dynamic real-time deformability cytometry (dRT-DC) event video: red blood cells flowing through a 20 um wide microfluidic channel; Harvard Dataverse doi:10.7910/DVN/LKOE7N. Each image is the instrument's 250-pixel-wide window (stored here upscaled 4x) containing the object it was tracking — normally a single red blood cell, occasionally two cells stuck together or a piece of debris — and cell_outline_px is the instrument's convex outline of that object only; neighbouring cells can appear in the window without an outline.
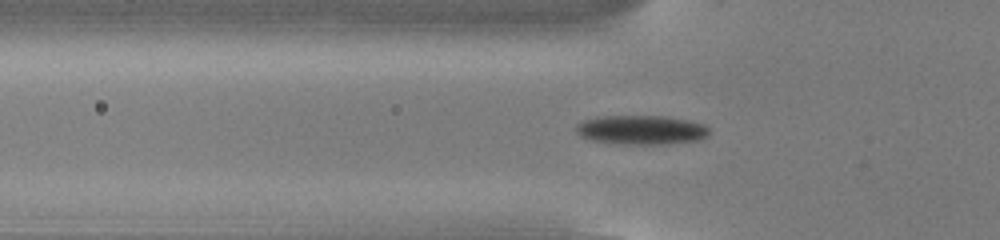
{"species": "common noctule bat (a hibernating species)", "species_latin": "Nyctalus noctula", "temperature_condition": "cold", "stored_images_in_passage": 55, "camera_frame_rate_fps": 3000, "um_per_image_px": 0.085, "animal": {"sex": "male", "body_mass_g": 13.0, "forearm_length_mm": 53.1}, "frame": {"image": 1, "passage_image": 19, "time_ms": 6.0, "image_size_px": [1000, 240], "cell_outline_px": [[708, 136], [700, 140], [668, 144], [628, 144], [592, 140], [580, 136], [576, 132], [576, 124], [584, 120], [604, 116], [664, 116], [688, 120], [704, 124], [708, 128]], "centroid_in_image_um": [54.54, 11.04], "position_along_channel_um": 71.3, "area_um2": 22.6}}
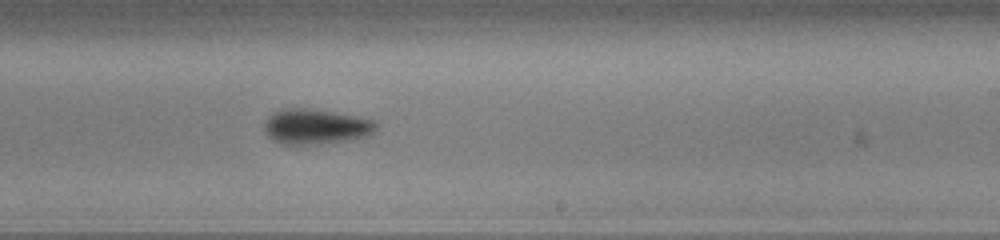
{"frame": {"image": 2, "passage_image": 34, "time_ms": 11.0, "image_size_px": [1000, 240], "cell_outline_px": [[376, 132], [372, 136], [348, 140], [320, 144], [280, 144], [272, 140], [264, 132], [264, 124], [268, 116], [272, 112], [280, 108], [304, 108], [336, 112], [376, 120]], "centroid_in_image_um": [26.85, 10.76], "position_along_channel_um": 262.2, "area_um2": 23.41}}
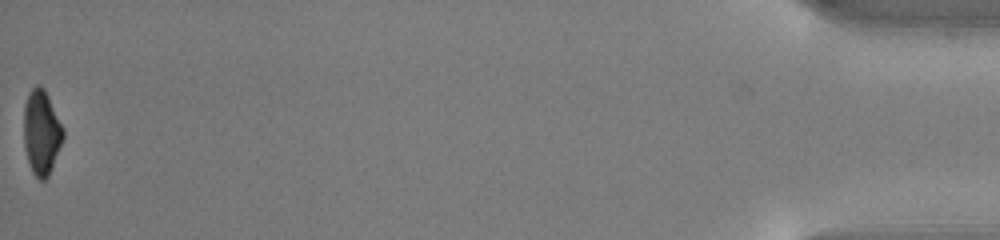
{"frame": {"image": 3, "passage_image": 55, "time_ms": 18.0, "image_size_px": [1000, 240], "cell_outline_px": [[64, 136], [52, 168], [48, 176], [44, 180], [40, 180], [32, 172], [28, 164], [24, 148], [24, 104], [28, 92], [36, 84], [40, 84], [44, 88], [64, 128]], "centroid_in_image_um": [3.51, 11.24], "position_along_channel_um": 431.7, "area_um2": 19.59}, "authors_computed_cell_mechanics": {"area_um2": 20.9236, "velocity_mm_per_s": 3.8199, "shape_relaxation_time_tau1_ms": 2.4964, "shape_relaxation_time_tau2_ms": 10.2643, "deformation_change_tau1": 0.1185, "deformation_change_tau2": 0.1222}}